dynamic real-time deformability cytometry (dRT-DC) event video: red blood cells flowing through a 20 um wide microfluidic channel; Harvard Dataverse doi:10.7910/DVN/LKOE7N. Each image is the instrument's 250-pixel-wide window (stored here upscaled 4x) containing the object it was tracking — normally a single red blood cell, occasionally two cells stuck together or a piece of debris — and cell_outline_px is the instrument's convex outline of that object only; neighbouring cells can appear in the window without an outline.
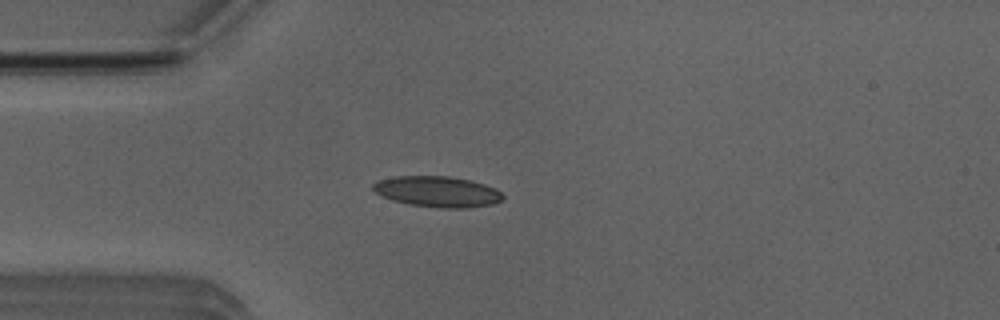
{"species": "Egyptian fruit bat (a non-hibernating species)", "species_latin": "Rousettus aegyptiacus", "temperature_condition": "room temperature", "stored_images_in_passage": 22, "camera_frame_rate_fps": 3000, "um_per_image_px": 0.085, "animal": {"sex": "male"}, "frame": {"image": 1, "passage_image": 2, "time_ms": 0.333, "image_size_px": [1000, 320], "cell_outline_px": [[504, 200], [492, 204], [468, 208], [440, 208], [408, 204], [392, 200], [376, 192], [372, 188], [372, 184], [380, 180], [396, 176], [448, 176], [468, 180], [484, 184], [496, 188], [504, 196]], "centroid_in_image_um": [37.21, 16.29], "position_along_channel_um": 47.8, "area_um2": 23.24}}
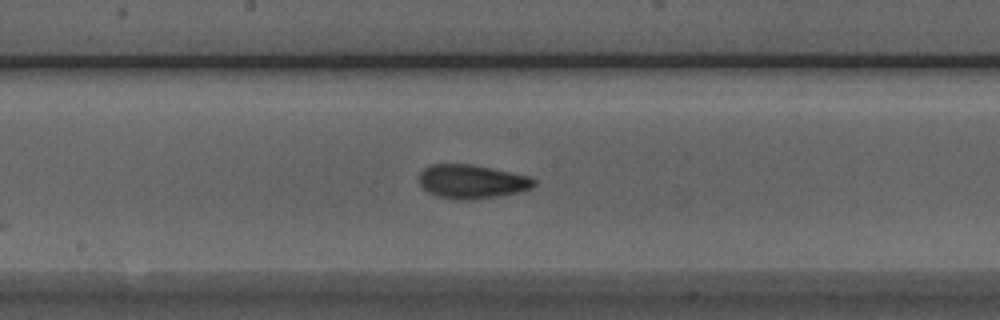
{"frame": {"image": 2, "passage_image": 15, "time_ms": 4.667, "image_size_px": [1000, 320], "cell_outline_px": [[536, 184], [532, 188], [500, 196], [476, 200], [452, 200], [436, 196], [428, 192], [420, 184], [420, 172], [428, 164], [472, 164], [532, 176], [536, 180]], "centroid_in_image_um": [40.12, 15.44], "position_along_channel_um": 208.1, "area_um2": 23.06}}
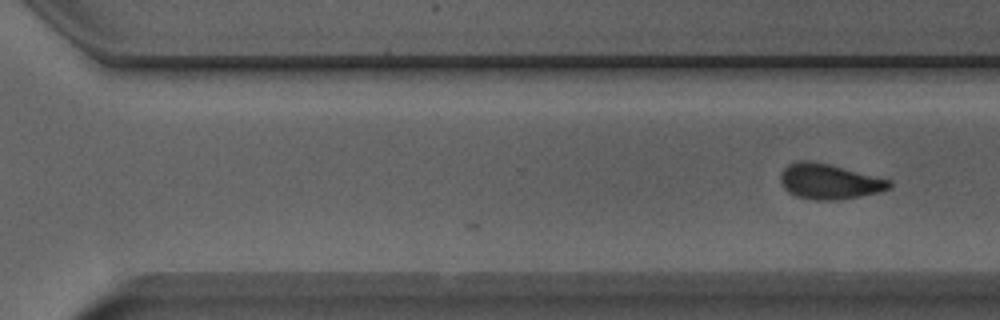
{"frame": {"image": 3, "passage_image": 22, "time_ms": 7.0, "image_size_px": [1000, 320], "cell_outline_px": [[892, 184], [888, 188], [876, 192], [860, 196], [840, 200], [812, 200], [796, 196], [788, 192], [784, 188], [780, 180], [780, 172], [788, 164], [800, 160], [808, 160], [828, 164], [892, 180]], "centroid_in_image_um": [70.44, 15.43], "position_along_channel_um": 300.2, "area_um2": 22.31}}